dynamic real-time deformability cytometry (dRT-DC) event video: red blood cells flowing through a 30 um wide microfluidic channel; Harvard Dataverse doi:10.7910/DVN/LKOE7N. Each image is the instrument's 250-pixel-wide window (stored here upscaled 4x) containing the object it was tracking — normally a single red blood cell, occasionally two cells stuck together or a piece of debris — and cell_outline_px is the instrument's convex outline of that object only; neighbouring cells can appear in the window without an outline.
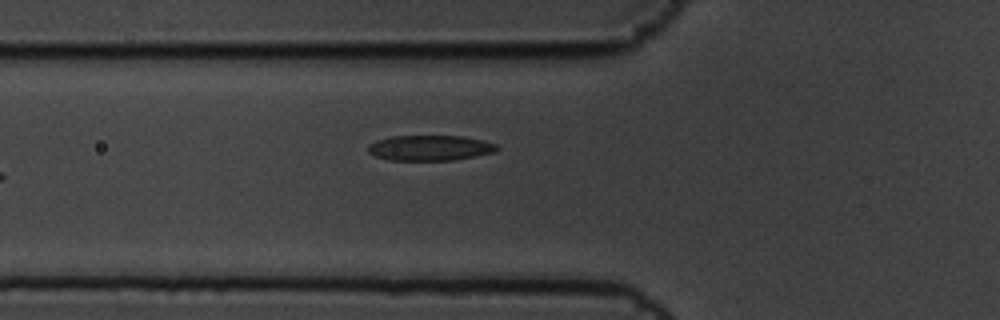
{"species": "common noctule bat (a hibernating species)", "species_latin": "Nyctalus noctula", "temperature_condition": "cold", "stored_images_in_passage": 3, "camera_frame_rate_fps": 3000, "um_per_image_px": 0.085, "animal": {"sex": "male", "body_mass_g": 19.5, "forearm_length_mm": 54.6}, "frame": {"image": 1, "passage_image": 3, "time_ms": 0.667, "image_size_px": [1000, 320], "cell_outline_px": [[500, 148], [496, 152], [476, 156], [452, 160], [388, 160], [376, 156], [368, 152], [368, 144], [376, 140], [392, 136], [464, 136], [484, 140], [496, 144]], "centroid_in_image_um": [36.57, 12.57], "position_along_channel_um": 89.2, "area_um2": 19.19}}